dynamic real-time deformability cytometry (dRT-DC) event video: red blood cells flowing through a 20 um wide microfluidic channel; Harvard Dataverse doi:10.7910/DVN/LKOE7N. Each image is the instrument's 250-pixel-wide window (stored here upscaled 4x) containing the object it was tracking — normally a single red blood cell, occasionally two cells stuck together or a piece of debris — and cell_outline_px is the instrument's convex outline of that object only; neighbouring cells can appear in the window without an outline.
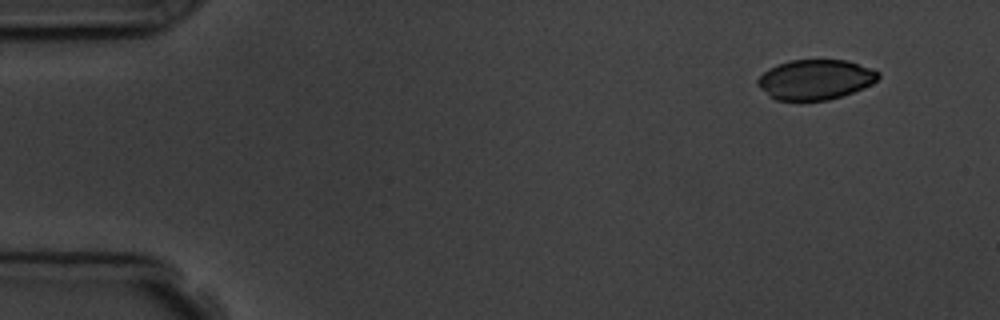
{"species": "common noctule bat (a hibernating species)", "species_latin": "Nyctalus noctula", "temperature_condition": "room temperature", "stored_images_in_passage": 4, "camera_frame_rate_fps": 3000, "um_per_image_px": 0.085, "animal": {"sex": "male", "body_mass_g": 19.5, "forearm_length_mm": 54.6}, "frame": {"image": 1, "passage_image": 1, "time_ms": 0.0, "image_size_px": [1000, 320], "cell_outline_px": [[880, 76], [872, 84], [864, 88], [828, 100], [776, 100], [768, 96], [756, 84], [756, 80], [768, 68], [776, 64], [792, 60], [844, 60], [872, 68], [880, 72]], "centroid_in_image_um": [69.28, 6.76], "position_along_channel_um": 15.7, "area_um2": 28.15}}